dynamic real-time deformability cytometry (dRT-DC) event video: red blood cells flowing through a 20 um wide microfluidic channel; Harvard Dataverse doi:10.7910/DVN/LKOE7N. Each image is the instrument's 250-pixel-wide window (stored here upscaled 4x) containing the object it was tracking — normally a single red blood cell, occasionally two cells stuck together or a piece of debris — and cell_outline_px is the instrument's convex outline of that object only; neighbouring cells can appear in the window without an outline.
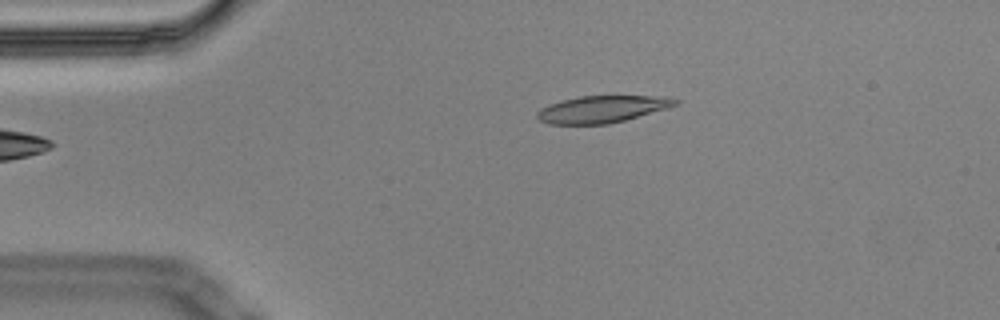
{"species": "Egyptian fruit bat (a non-hibernating species)", "species_latin": "Rousettus aegyptiacus", "temperature_condition": "cold", "stored_images_in_passage": 3, "camera_frame_rate_fps": 3000, "um_per_image_px": 0.085, "animal": {"sex": "male"}, "frame": {"image": 1, "passage_image": 3, "time_ms": 0.667, "image_size_px": [1000, 320], "cell_outline_px": [[680, 104], [668, 108], [624, 120], [608, 124], [548, 124], [540, 120], [536, 116], [536, 112], [540, 108], [548, 104], [560, 100], [580, 96], [668, 96], [680, 100]], "centroid_in_image_um": [51.19, 9.27], "position_along_channel_um": 33.8, "area_um2": 21.91}}